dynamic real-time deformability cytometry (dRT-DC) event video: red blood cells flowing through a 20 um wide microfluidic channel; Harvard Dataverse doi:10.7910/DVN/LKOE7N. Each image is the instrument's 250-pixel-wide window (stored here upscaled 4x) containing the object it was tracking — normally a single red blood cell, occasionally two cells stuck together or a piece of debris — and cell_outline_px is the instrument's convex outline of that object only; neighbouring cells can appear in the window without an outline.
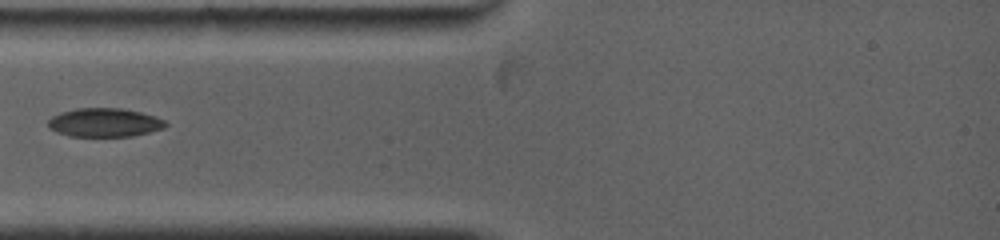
{"species": "common noctule bat (a hibernating species)", "species_latin": "Nyctalus noctula", "temperature_condition": "warm", "stored_images_in_passage": 4, "camera_frame_rate_fps": 5000, "um_per_image_px": 0.085, "animal": {"sex": "female", "body_mass_g": 19.0, "forearm_length_mm": 53.3}, "frame": {"image": 1, "passage_image": 2, "time_ms": 0.8, "image_size_px": [1000, 240], "cell_outline_px": [[168, 124], [164, 128], [132, 136], [68, 136], [56, 132], [48, 124], [48, 120], [52, 116], [60, 112], [76, 108], [120, 108], [140, 112], [156, 116], [164, 120]], "centroid_in_image_um": [8.88, 10.41], "position_along_channel_um": 76.1, "area_um2": 19.59}}
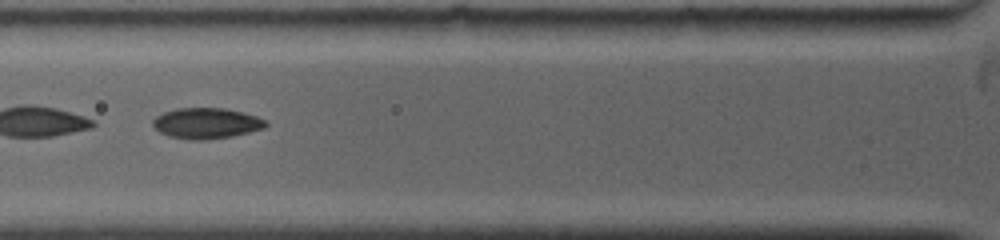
{"frame": {"image": 2, "passage_image": 3, "time_ms": 1.6, "image_size_px": [1000, 240], "cell_outline_px": [[268, 124], [264, 128], [232, 136], [204, 140], [192, 140], [168, 136], [160, 132], [152, 124], [152, 120], [156, 116], [164, 112], [176, 108], [224, 108], [256, 116], [264, 120]], "centroid_in_image_um": [17.51, 10.48], "position_along_channel_um": 108.3, "area_um2": 20.06}}
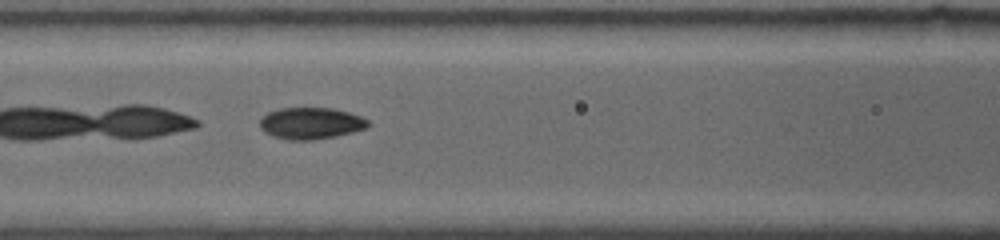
{"frame": {"image": 3, "passage_image": 4, "time_ms": 2.4, "image_size_px": [1000, 240], "cell_outline_px": [[368, 128], [336, 136], [312, 140], [288, 140], [272, 136], [264, 132], [260, 128], [260, 116], [268, 112], [280, 108], [332, 108], [348, 112], [360, 116], [368, 120]], "centroid_in_image_um": [26.38, 10.48], "position_along_channel_um": 140.2, "area_um2": 20.06}}